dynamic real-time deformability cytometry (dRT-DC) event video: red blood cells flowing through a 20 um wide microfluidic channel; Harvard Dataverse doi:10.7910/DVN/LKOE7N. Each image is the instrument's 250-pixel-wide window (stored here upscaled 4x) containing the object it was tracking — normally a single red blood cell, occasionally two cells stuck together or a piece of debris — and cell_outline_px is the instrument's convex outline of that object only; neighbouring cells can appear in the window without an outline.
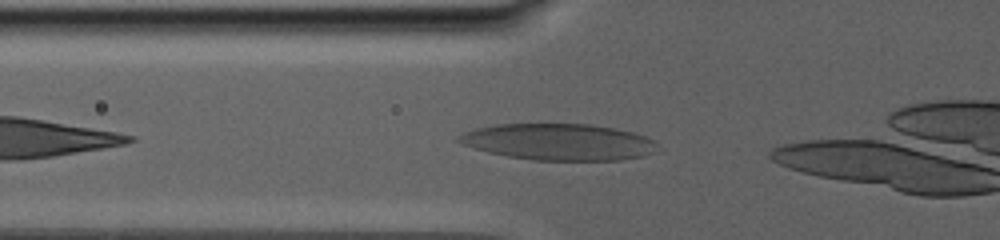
{"species": "human", "species_latin": "Homo sapiens", "temperature_condition": "warm", "stored_images_in_passage": 48, "camera_frame_rate_fps": 3000, "um_per_image_px": 0.085, "donor": {"sex": "male"}, "frame": {"image": 1, "passage_image": 7, "time_ms": 1.667, "image_size_px": [1000, 240], "cell_outline_px": [[656, 144], [652, 152], [644, 156], [620, 160], [532, 160], [508, 156], [488, 152], [472, 148], [460, 144], [456, 140], [464, 132], [476, 128], [496, 124], [592, 124], [632, 132], [656, 140]], "centroid_in_image_um": [47.45, 12.06], "position_along_channel_um": 78.3, "area_um2": 42.14}}
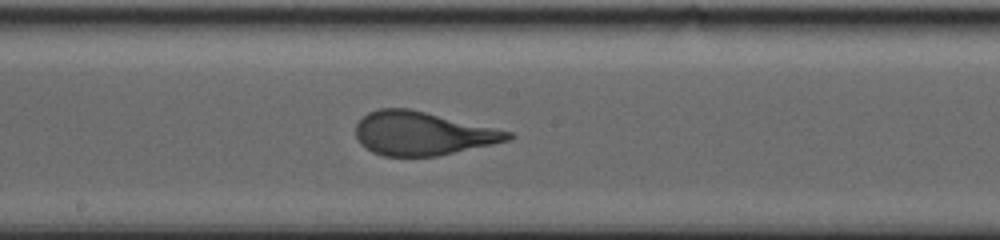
{"frame": {"image": 2, "passage_image": 27, "time_ms": 7.0, "image_size_px": [1000, 240], "cell_outline_px": [[516, 136], [512, 140], [436, 156], [384, 156], [372, 152], [360, 144], [356, 136], [356, 124], [368, 112], [376, 108], [408, 108], [512, 132]], "centroid_in_image_um": [35.9, 11.34], "position_along_channel_um": 212.3, "area_um2": 38.49}}
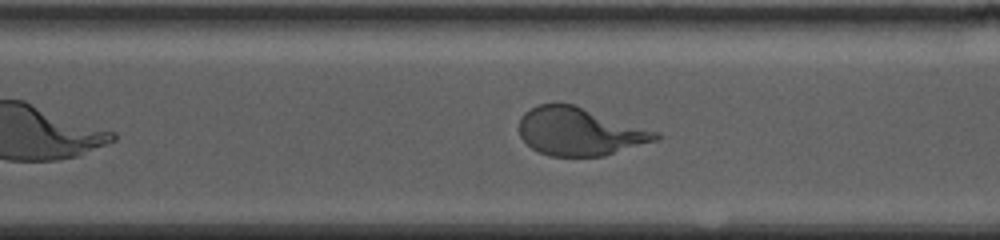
{"frame": {"image": 3, "passage_image": 44, "time_ms": 11.333, "image_size_px": [1000, 240], "cell_outline_px": [[660, 136], [656, 140], [604, 156], [548, 156], [532, 148], [520, 136], [520, 116], [524, 112], [540, 104], [572, 104], [660, 132]], "centroid_in_image_um": [49.27, 11.19], "position_along_channel_um": 321.3, "area_um2": 37.74}}